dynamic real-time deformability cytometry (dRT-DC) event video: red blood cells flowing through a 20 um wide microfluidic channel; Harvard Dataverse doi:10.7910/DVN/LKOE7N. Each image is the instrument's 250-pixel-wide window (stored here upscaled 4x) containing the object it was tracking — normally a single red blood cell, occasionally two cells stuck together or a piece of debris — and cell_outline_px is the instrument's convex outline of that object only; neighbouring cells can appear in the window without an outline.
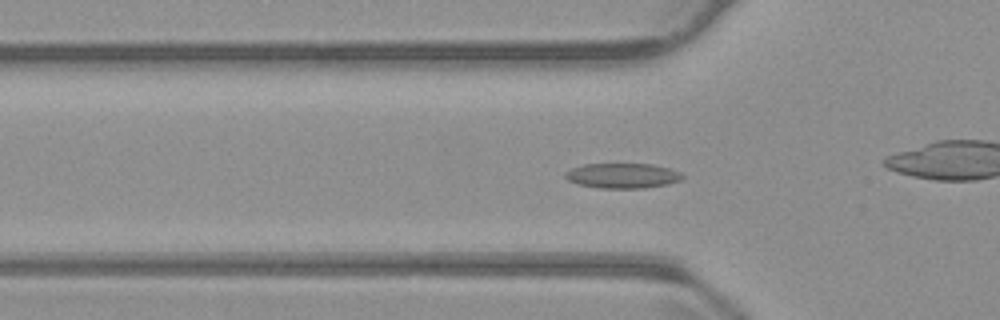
{"species": "common noctule bat (a hibernating species)", "species_latin": "Nyctalus noctula", "temperature_condition": "warm", "stored_images_in_passage": 56, "camera_frame_rate_fps": 3000, "um_per_image_px": 0.085, "animal": {"sex": "male", "body_mass_g": 23.1, "forearm_length_mm": 52.7}, "frame": {"image": 1, "passage_image": 18, "time_ms": 5.667, "image_size_px": [1000, 320], "cell_outline_px": [[684, 176], [680, 180], [668, 184], [644, 188], [600, 188], [576, 184], [568, 180], [564, 176], [564, 172], [572, 168], [584, 164], [652, 164], [668, 168], [680, 172]], "centroid_in_image_um": [52.89, 14.93], "position_along_channel_um": 72.9, "area_um2": 17.11}}
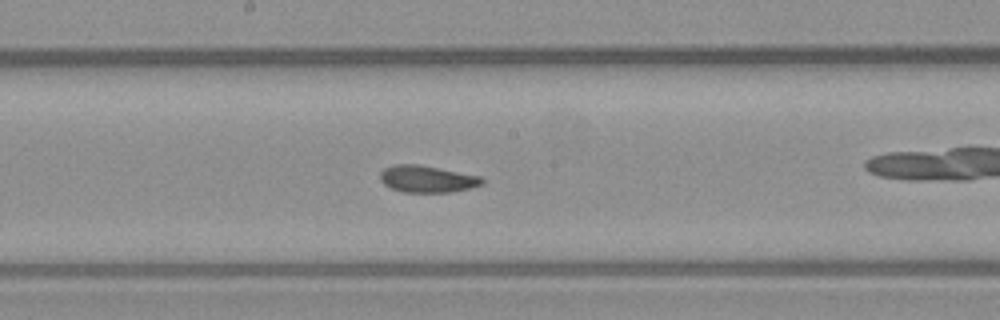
{"frame": {"image": 2, "passage_image": 29, "time_ms": 9.333, "image_size_px": [1000, 320], "cell_outline_px": [[484, 184], [472, 188], [448, 192], [404, 192], [392, 188], [384, 184], [380, 180], [380, 172], [384, 168], [392, 164], [420, 164], [480, 176], [484, 180]], "centroid_in_image_um": [36.31, 15.2], "position_along_channel_um": 211.9, "area_um2": 16.07}}
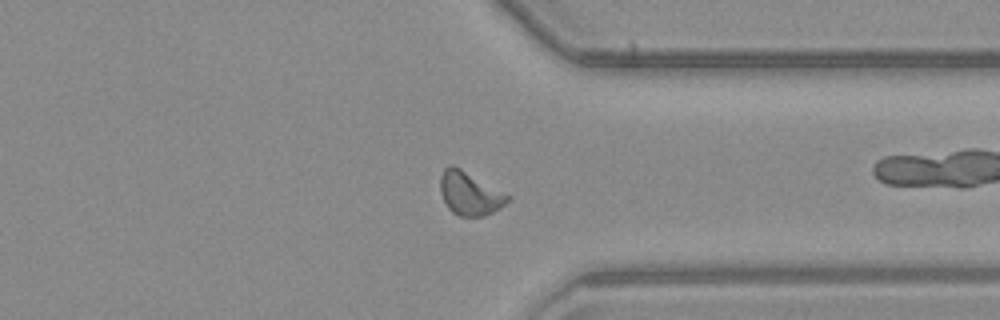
{"frame": {"image": 3, "passage_image": 42, "time_ms": 13.667, "image_size_px": [1000, 320], "cell_outline_px": [[512, 196], [500, 208], [484, 216], [460, 216], [452, 212], [448, 208], [440, 192], [440, 176], [444, 168], [448, 164], [452, 164], [460, 168]], "centroid_in_image_um": [39.91, 16.43], "position_along_channel_um": 371.5, "area_um2": 16.99}, "authors_computed_cell_mechanics": {"area_um2": 16.4152, "velocity_mm_per_s": 3.7544, "shape_relaxation_time_tau1_ms": null, "shape_relaxation_time_tau2_ms": 2.7806, "deformation_change_tau1": null, "deformation_change_tau2": 0.0935}}